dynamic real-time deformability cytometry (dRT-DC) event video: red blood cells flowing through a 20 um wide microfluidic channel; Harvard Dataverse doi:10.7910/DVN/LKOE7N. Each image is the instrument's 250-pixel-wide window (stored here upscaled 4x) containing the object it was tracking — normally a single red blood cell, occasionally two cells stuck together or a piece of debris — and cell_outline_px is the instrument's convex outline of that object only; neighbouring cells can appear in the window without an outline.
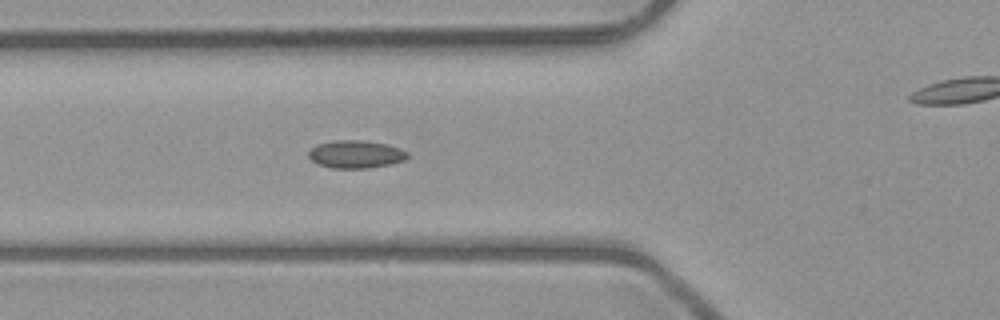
{"species": "common noctule bat (a hibernating species)", "species_latin": "Nyctalus noctula", "temperature_condition": "room temperature", "stored_images_in_passage": 35, "camera_frame_rate_fps": 3000, "um_per_image_px": 0.085, "animal": {"sex": "male", "body_mass_g": 23.1, "forearm_length_mm": 52.7}, "frame": {"image": 1, "passage_image": 7, "time_ms": 2.0, "image_size_px": [1000, 320], "cell_outline_px": [[408, 156], [404, 160], [392, 164], [368, 168], [332, 168], [320, 164], [312, 160], [308, 156], [308, 152], [316, 144], [332, 140], [360, 140], [388, 144], [400, 148], [408, 152]], "centroid_in_image_um": [30.25, 13.1], "position_along_channel_um": 95.5, "area_um2": 16.07}}
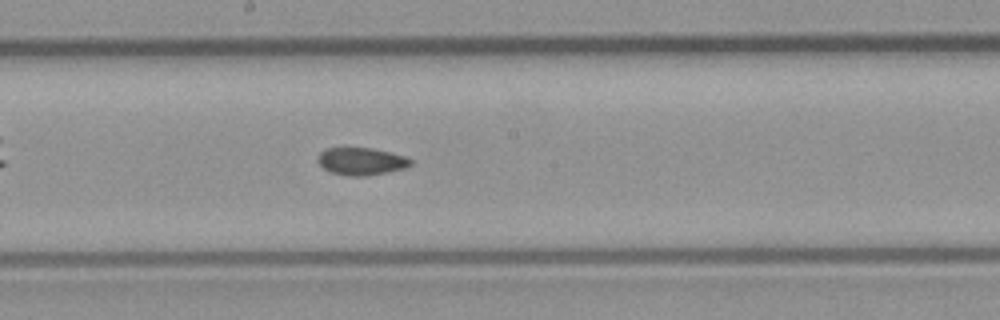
{"frame": {"image": 2, "passage_image": 16, "time_ms": 5.0, "image_size_px": [1000, 320], "cell_outline_px": [[412, 164], [404, 168], [388, 172], [364, 176], [348, 176], [332, 172], [324, 168], [316, 160], [320, 152], [324, 148], [372, 148], [408, 156], [412, 160]], "centroid_in_image_um": [30.72, 13.7], "position_along_channel_um": 217.5, "area_um2": 14.91}}
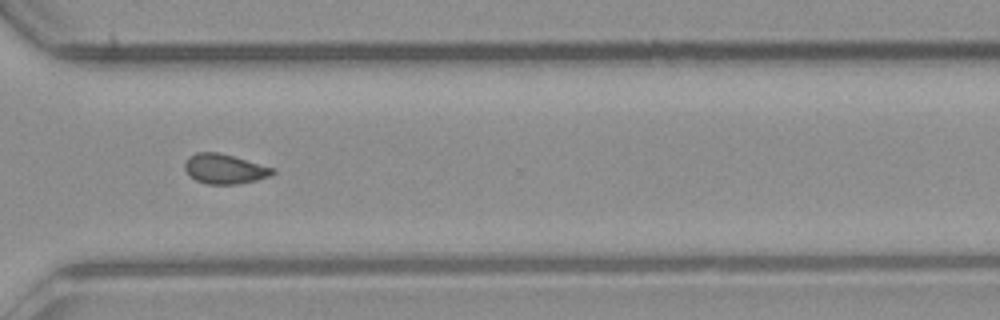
{"frame": {"image": 3, "passage_image": 26, "time_ms": 8.333, "image_size_px": [1000, 320], "cell_outline_px": [[276, 172], [268, 176], [256, 180], [236, 184], [208, 184], [196, 180], [188, 176], [184, 168], [184, 164], [188, 156], [196, 152], [220, 152], [276, 168]], "centroid_in_image_um": [19.07, 14.34], "position_along_channel_um": 351.5, "area_um2": 15.43}, "authors_computed_cell_mechanics": {"area_um2": 15.2014, "velocity_mm_per_s": 4.0271, "shape_relaxation_time_tau1_ms": null, "shape_relaxation_time_tau2_ms": 3.1343, "deformation_change_tau1": null, "deformation_change_tau2": 0.0721}}